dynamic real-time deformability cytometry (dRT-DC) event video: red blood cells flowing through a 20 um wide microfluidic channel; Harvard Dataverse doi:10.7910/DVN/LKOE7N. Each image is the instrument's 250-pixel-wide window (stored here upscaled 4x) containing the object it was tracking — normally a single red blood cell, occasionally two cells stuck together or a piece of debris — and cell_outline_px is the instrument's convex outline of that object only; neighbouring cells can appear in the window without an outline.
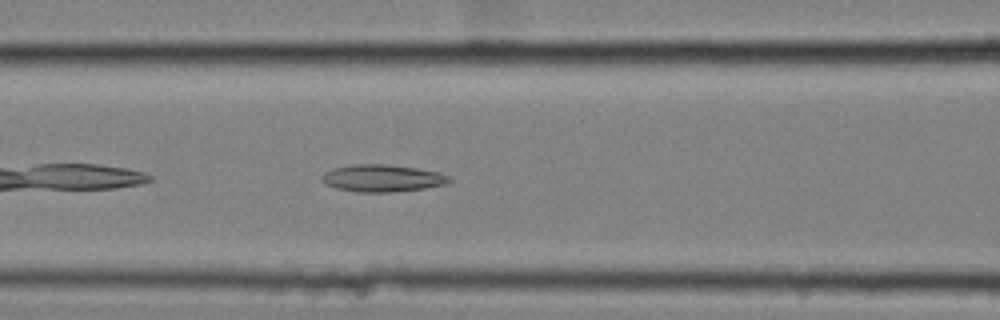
{"species": "common noctule bat (a hibernating species)", "species_latin": "Nyctalus noctula", "temperature_condition": "cold", "stored_images_in_passage": 39, "camera_frame_rate_fps": 3000, "um_per_image_px": 0.085, "animal": {"sex": "female", "body_mass_g": 25.1}, "frame": {"image": 1, "passage_image": 7, "time_ms": 2.0, "image_size_px": [1000, 320], "cell_outline_px": [[452, 180], [444, 184], [424, 188], [392, 192], [356, 192], [336, 188], [324, 184], [320, 180], [320, 176], [324, 172], [332, 168], [352, 164], [384, 164], [416, 168], [440, 172], [448, 176]], "centroid_in_image_um": [32.43, 15.14], "position_along_channel_um": 134.2, "area_um2": 20.29}}
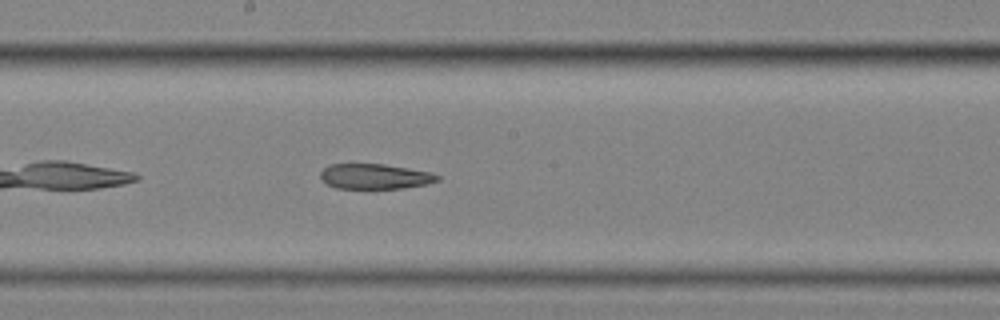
{"frame": {"image": 2, "passage_image": 14, "time_ms": 4.333, "image_size_px": [1000, 320], "cell_outline_px": [[440, 180], [428, 184], [400, 188], [336, 188], [320, 180], [320, 172], [328, 164], [384, 164], [408, 168], [428, 172], [440, 176]], "centroid_in_image_um": [31.84, 14.99], "position_along_channel_um": 216.4, "area_um2": 17.11}}
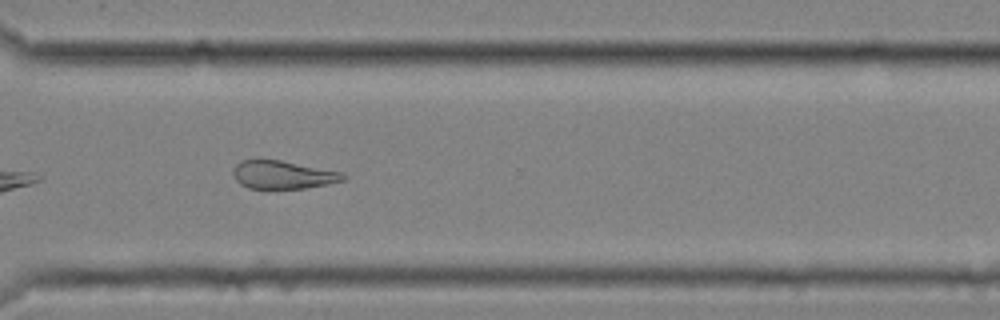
{"frame": {"image": 3, "passage_image": 25, "time_ms": 8.0, "image_size_px": [1000, 320], "cell_outline_px": [[348, 176], [344, 180], [328, 184], [308, 188], [268, 192], [248, 188], [240, 184], [236, 180], [232, 172], [236, 164], [240, 160], [256, 156], [280, 160], [340, 172]], "centroid_in_image_um": [23.94, 14.87], "position_along_channel_um": 346.7, "area_um2": 19.31}, "authors_computed_cell_mechanics": {"area_um2": 19.7098, "velocity_mm_per_s": 3.5373, "shape_relaxation_time_tau1_ms": null, "shape_relaxation_time_tau2_ms": 6.2972, "deformation_change_tau1": null, "deformation_change_tau2": 0.1604}}